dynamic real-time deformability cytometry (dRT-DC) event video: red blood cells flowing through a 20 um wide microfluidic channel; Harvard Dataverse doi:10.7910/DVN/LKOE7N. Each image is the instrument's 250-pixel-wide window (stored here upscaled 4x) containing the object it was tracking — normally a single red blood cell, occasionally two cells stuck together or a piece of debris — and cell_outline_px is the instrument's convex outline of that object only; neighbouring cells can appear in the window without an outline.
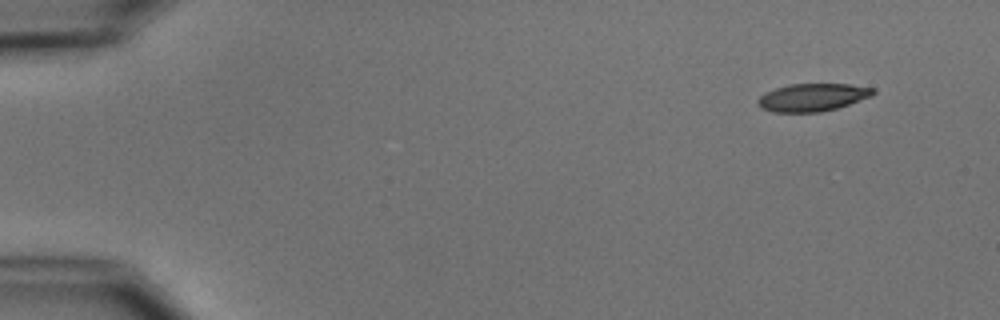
{"species": "common noctule bat (a hibernating species)", "species_latin": "Nyctalus noctula", "temperature_condition": "cold", "stored_images_in_passage": 5, "camera_frame_rate_fps": 3000, "um_per_image_px": 0.085, "animal": {"sex": "male", "body_mass_g": 15.6}, "frame": {"image": 1, "passage_image": 1, "time_ms": 0.0, "image_size_px": [1000, 320], "cell_outline_px": [[876, 92], [872, 96], [836, 108], [820, 112], [772, 112], [760, 108], [756, 104], [756, 100], [764, 92], [788, 84], [852, 84], [876, 88]], "centroid_in_image_um": [69.04, 8.27], "position_along_channel_um": 16.0, "area_um2": 18.84}}
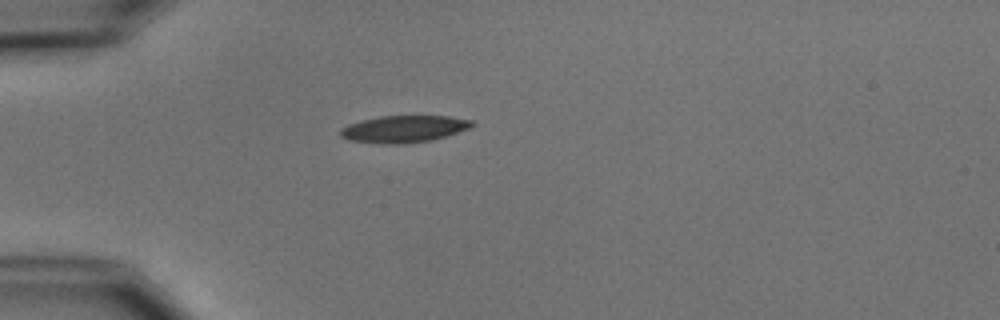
{"frame": {"image": 2, "passage_image": 4, "time_ms": 3.667, "image_size_px": [1000, 320], "cell_outline_px": [[476, 124], [468, 128], [432, 140], [396, 144], [380, 144], [348, 140], [340, 136], [340, 128], [348, 124], [360, 120], [380, 116], [448, 116], [472, 120]], "centroid_in_image_um": [34.27, 10.96], "position_along_channel_um": 50.7, "area_um2": 20.63}}